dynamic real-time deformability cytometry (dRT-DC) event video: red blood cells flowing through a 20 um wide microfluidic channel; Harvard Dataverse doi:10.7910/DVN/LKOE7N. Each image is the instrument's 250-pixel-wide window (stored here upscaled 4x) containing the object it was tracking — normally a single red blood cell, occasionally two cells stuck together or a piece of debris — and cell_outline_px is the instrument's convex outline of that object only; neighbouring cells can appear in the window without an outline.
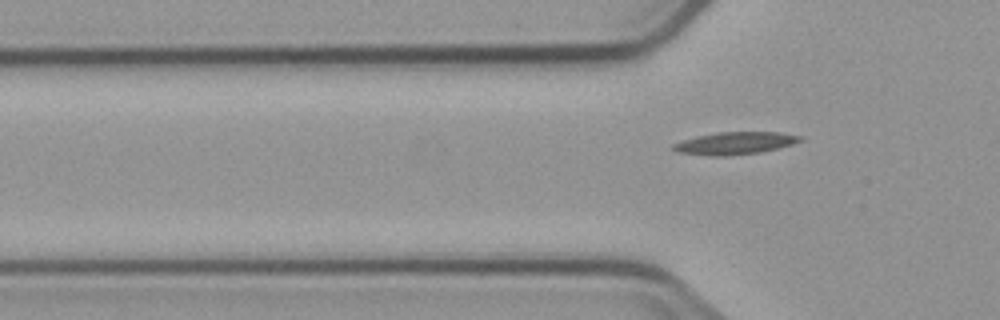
{"species": "common noctule bat (a hibernating species)", "species_latin": "Nyctalus noctula", "temperature_condition": "cold", "stored_images_in_passage": 6, "segment_of_instrument_passage": [2, 2], "camera_frame_rate_fps": 3000, "um_per_image_px": 0.085, "animal": {"sex": "male", "body_mass_g": 23.1, "forearm_length_mm": 52.7}, "frame": {"image": 1, "passage_image": 6, "time_ms": 6.0, "image_size_px": [1000, 320], "cell_outline_px": [[804, 140], [792, 144], [760, 152], [728, 156], [712, 156], [680, 152], [672, 148], [672, 144], [696, 136], [716, 132], [780, 132], [804, 136]], "centroid_in_image_um": [62.51, 12.16], "position_along_channel_um": 63.3, "area_um2": 16.53}}